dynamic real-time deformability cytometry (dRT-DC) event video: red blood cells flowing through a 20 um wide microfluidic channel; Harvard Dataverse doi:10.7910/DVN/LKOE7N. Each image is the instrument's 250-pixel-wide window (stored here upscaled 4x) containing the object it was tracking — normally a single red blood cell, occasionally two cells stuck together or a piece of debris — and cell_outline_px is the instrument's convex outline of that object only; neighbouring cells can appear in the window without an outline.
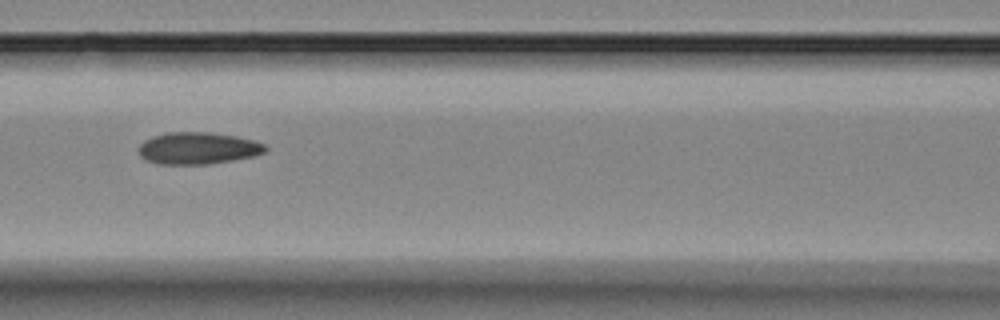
{"species": "Egyptian fruit bat (a non-hibernating species)", "species_latin": "Rousettus aegyptiacus", "temperature_condition": "room temperature", "stored_images_in_passage": 6, "camera_frame_rate_fps": 3000, "um_per_image_px": 0.085, "animal": {"sex": "female"}, "frame": {"image": 1, "passage_image": 6, "time_ms": 5.667, "image_size_px": [1000, 320], "cell_outline_px": [[268, 148], [264, 152], [256, 156], [208, 164], [160, 164], [144, 160], [140, 156], [136, 148], [144, 140], [152, 136], [168, 132], [212, 132], [236, 136], [252, 140], [264, 144]], "centroid_in_image_um": [16.78, 12.6], "position_along_channel_um": 149.8, "area_um2": 23.81}}